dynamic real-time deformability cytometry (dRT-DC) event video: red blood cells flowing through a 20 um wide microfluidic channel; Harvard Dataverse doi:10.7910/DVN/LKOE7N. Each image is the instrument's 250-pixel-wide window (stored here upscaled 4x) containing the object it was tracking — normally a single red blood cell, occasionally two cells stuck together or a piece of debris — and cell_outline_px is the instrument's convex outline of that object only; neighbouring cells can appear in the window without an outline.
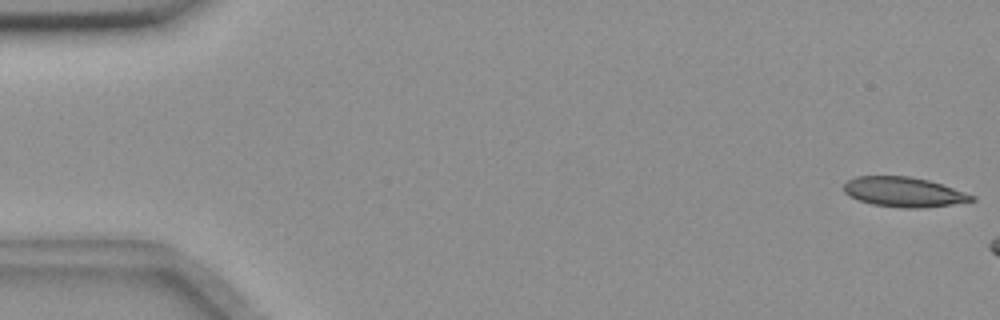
{"species": "common noctule bat (a hibernating species)", "species_latin": "Nyctalus noctula", "temperature_condition": "room temperature", "stored_images_in_passage": 8, "camera_frame_rate_fps": 3000, "um_per_image_px": 0.085, "animal": {"sex": "female", "body_mass_g": 18.4}, "frame": {"image": 1, "passage_image": 1, "time_ms": 0.0, "image_size_px": [1000, 320], "cell_outline_px": [[976, 200], [952, 204], [920, 208], [900, 208], [872, 204], [848, 196], [844, 192], [844, 184], [848, 180], [856, 176], [908, 176], [928, 180], [976, 196]], "centroid_in_image_um": [76.79, 16.32], "position_along_channel_um": 8.2, "area_um2": 22.08}}